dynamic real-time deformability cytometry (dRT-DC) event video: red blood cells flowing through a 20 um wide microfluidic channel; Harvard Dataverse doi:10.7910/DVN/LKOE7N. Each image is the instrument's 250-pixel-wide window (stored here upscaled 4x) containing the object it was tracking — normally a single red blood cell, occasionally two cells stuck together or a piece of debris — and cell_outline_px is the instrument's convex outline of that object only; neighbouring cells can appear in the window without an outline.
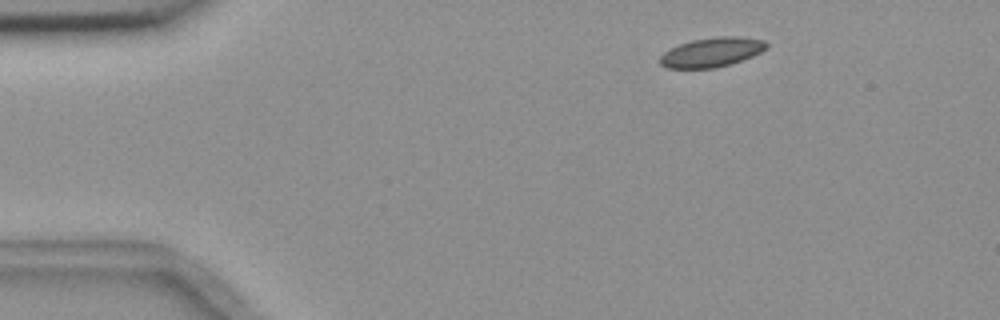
{"species": "common noctule bat (a hibernating species)", "species_latin": "Nyctalus noctula", "temperature_condition": "room temperature", "stored_images_in_passage": 4, "camera_frame_rate_fps": 3000, "um_per_image_px": 0.085, "animal": {"sex": "female", "body_mass_g": 18.4}, "frame": {"image": 1, "passage_image": 1, "time_ms": 0.0, "image_size_px": [1000, 320], "cell_outline_px": [[768, 48], [752, 56], [732, 64], [716, 68], [664, 68], [660, 64], [660, 56], [664, 52], [680, 44], [692, 40], [720, 36], [736, 36], [764, 40], [768, 44]], "centroid_in_image_um": [60.51, 4.45], "position_along_channel_um": 24.5, "area_um2": 18.26}}